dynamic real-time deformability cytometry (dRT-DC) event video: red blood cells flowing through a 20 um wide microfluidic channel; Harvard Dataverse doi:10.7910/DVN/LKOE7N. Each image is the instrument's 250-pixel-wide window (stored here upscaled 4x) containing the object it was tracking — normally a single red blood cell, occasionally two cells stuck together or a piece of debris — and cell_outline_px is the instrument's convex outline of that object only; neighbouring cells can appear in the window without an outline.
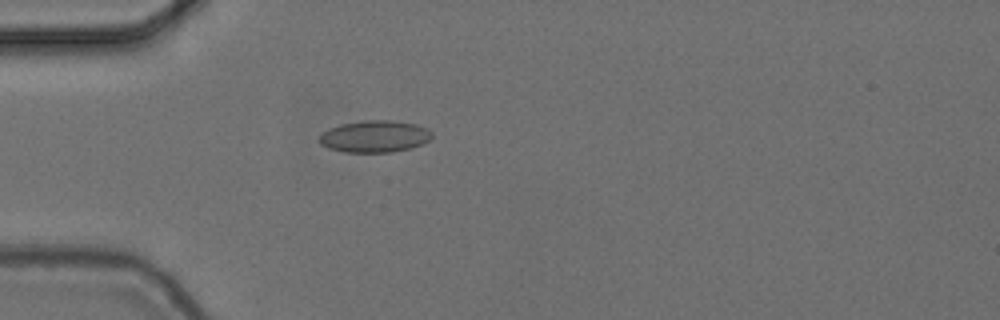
{"species": "common noctule bat (a hibernating species)", "species_latin": "Nyctalus noctula", "temperature_condition": "cold", "stored_images_in_passage": 42, "camera_frame_rate_fps": 3000, "um_per_image_px": 0.085, "animal": {"sex": "female", "body_mass_g": 24.6, "forearm_length_mm": 56.2}, "frame": {"image": 1, "passage_image": 6, "time_ms": 1.667, "image_size_px": [1000, 320], "cell_outline_px": [[432, 136], [428, 140], [412, 148], [392, 152], [344, 152], [328, 148], [320, 144], [320, 136], [328, 128], [340, 124], [364, 120], [392, 120], [416, 124], [428, 128], [432, 132]], "centroid_in_image_um": [31.85, 11.59], "position_along_channel_um": 53.1, "area_um2": 20.98}}
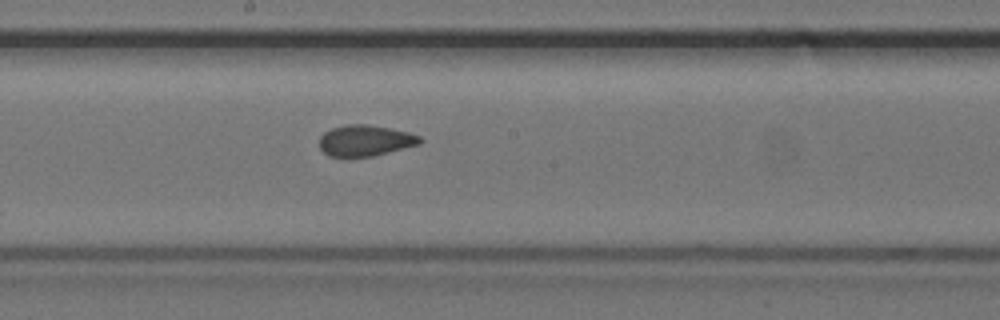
{"frame": {"image": 2, "passage_image": 20, "time_ms": 6.333, "image_size_px": [1000, 320], "cell_outline_px": [[424, 140], [420, 144], [372, 156], [328, 156], [320, 148], [320, 136], [324, 132], [332, 128], [344, 124], [368, 124], [408, 132], [420, 136]], "centroid_in_image_um": [31.04, 11.93], "position_along_channel_um": 217.2, "area_um2": 18.09}}
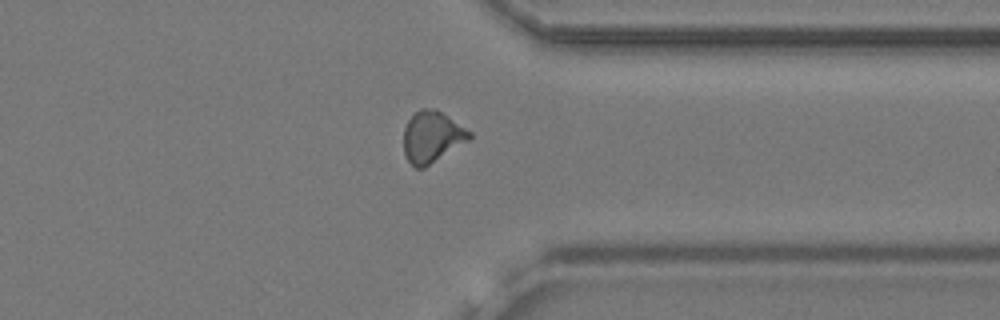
{"frame": {"image": 3, "passage_image": 33, "time_ms": 10.667, "image_size_px": [1000, 320], "cell_outline_px": [[472, 136], [468, 140], [424, 168], [416, 168], [408, 160], [404, 152], [404, 128], [408, 120], [420, 108], [436, 108], [472, 132]], "centroid_in_image_um": [36.71, 11.61], "position_along_channel_um": 374.7, "area_um2": 19.48}, "authors_computed_cell_mechanics": {"area_um2": 18.8139, "velocity_mm_per_s": 3.7078, "shape_relaxation_time_tau1_ms": 10.0086, "shape_relaxation_time_tau2_ms": 1.799, "deformation_change_tau1": 0.156, "deformation_change_tau2": 0.0583}}